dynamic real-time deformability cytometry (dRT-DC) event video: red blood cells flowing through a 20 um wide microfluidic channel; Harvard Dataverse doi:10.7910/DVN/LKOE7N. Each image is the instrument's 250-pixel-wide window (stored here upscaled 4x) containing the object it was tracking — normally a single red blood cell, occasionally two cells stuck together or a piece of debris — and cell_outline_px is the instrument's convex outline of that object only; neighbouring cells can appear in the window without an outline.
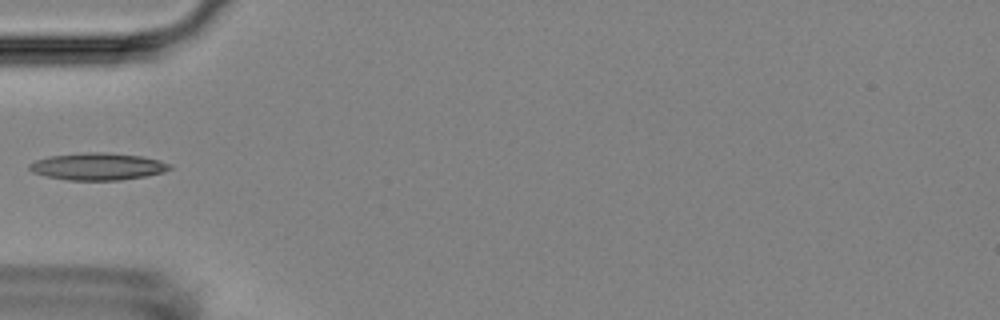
{"species": "Egyptian fruit bat (a non-hibernating species)", "species_latin": "Rousettus aegyptiacus", "temperature_condition": "room temperature", "stored_images_in_passage": 6, "camera_frame_rate_fps": 3000, "um_per_image_px": 0.085, "animal": {"sex": "female"}, "frame": {"image": 1, "passage_image": 5, "time_ms": 4.667, "image_size_px": [1000, 320], "cell_outline_px": [[172, 168], [164, 172], [144, 176], [120, 180], [68, 180], [48, 176], [32, 172], [28, 168], [28, 164], [36, 160], [48, 156], [88, 152], [104, 152], [144, 156], [160, 160], [172, 164]], "centroid_in_image_um": [8.33, 14.14], "position_along_channel_um": 76.7, "area_um2": 22.25}}